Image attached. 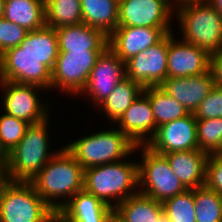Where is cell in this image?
I'll list each match as a JSON object with an SVG mask.
<instances>
[{"label":"cell","mask_w":222,"mask_h":222,"mask_svg":"<svg viewBox=\"0 0 222 222\" xmlns=\"http://www.w3.org/2000/svg\"><path fill=\"white\" fill-rule=\"evenodd\" d=\"M30 183L53 211H58L77 192L84 189V168L63 147ZM67 197L63 202L55 200Z\"/></svg>","instance_id":"obj_1"},{"label":"cell","mask_w":222,"mask_h":222,"mask_svg":"<svg viewBox=\"0 0 222 222\" xmlns=\"http://www.w3.org/2000/svg\"><path fill=\"white\" fill-rule=\"evenodd\" d=\"M174 7L184 42L209 54L222 50V16L207 0H181Z\"/></svg>","instance_id":"obj_2"},{"label":"cell","mask_w":222,"mask_h":222,"mask_svg":"<svg viewBox=\"0 0 222 222\" xmlns=\"http://www.w3.org/2000/svg\"><path fill=\"white\" fill-rule=\"evenodd\" d=\"M138 187L137 162L122 160L84 170V190L112 208L138 193Z\"/></svg>","instance_id":"obj_3"},{"label":"cell","mask_w":222,"mask_h":222,"mask_svg":"<svg viewBox=\"0 0 222 222\" xmlns=\"http://www.w3.org/2000/svg\"><path fill=\"white\" fill-rule=\"evenodd\" d=\"M48 118L30 124L20 142L8 153L7 169L10 181L31 182L58 152L49 153Z\"/></svg>","instance_id":"obj_4"},{"label":"cell","mask_w":222,"mask_h":222,"mask_svg":"<svg viewBox=\"0 0 222 222\" xmlns=\"http://www.w3.org/2000/svg\"><path fill=\"white\" fill-rule=\"evenodd\" d=\"M65 149L85 169L103 164L115 163L129 157L130 153L139 149L120 129L99 131L82 137L68 145Z\"/></svg>","instance_id":"obj_5"},{"label":"cell","mask_w":222,"mask_h":222,"mask_svg":"<svg viewBox=\"0 0 222 222\" xmlns=\"http://www.w3.org/2000/svg\"><path fill=\"white\" fill-rule=\"evenodd\" d=\"M53 212L30 182L9 181L0 190V222H47Z\"/></svg>","instance_id":"obj_6"},{"label":"cell","mask_w":222,"mask_h":222,"mask_svg":"<svg viewBox=\"0 0 222 222\" xmlns=\"http://www.w3.org/2000/svg\"><path fill=\"white\" fill-rule=\"evenodd\" d=\"M142 147V162L138 164L139 192L160 203L183 193L186 188L171 170L166 157L146 145H139Z\"/></svg>","instance_id":"obj_7"},{"label":"cell","mask_w":222,"mask_h":222,"mask_svg":"<svg viewBox=\"0 0 222 222\" xmlns=\"http://www.w3.org/2000/svg\"><path fill=\"white\" fill-rule=\"evenodd\" d=\"M102 51L59 52L51 72V88L80 94Z\"/></svg>","instance_id":"obj_8"},{"label":"cell","mask_w":222,"mask_h":222,"mask_svg":"<svg viewBox=\"0 0 222 222\" xmlns=\"http://www.w3.org/2000/svg\"><path fill=\"white\" fill-rule=\"evenodd\" d=\"M0 80L51 89V71L19 46L0 56Z\"/></svg>","instance_id":"obj_9"},{"label":"cell","mask_w":222,"mask_h":222,"mask_svg":"<svg viewBox=\"0 0 222 222\" xmlns=\"http://www.w3.org/2000/svg\"><path fill=\"white\" fill-rule=\"evenodd\" d=\"M172 0H119L118 27L171 28Z\"/></svg>","instance_id":"obj_10"},{"label":"cell","mask_w":222,"mask_h":222,"mask_svg":"<svg viewBox=\"0 0 222 222\" xmlns=\"http://www.w3.org/2000/svg\"><path fill=\"white\" fill-rule=\"evenodd\" d=\"M168 46L169 33L155 45L128 59L126 77L143 88L160 86L167 78Z\"/></svg>","instance_id":"obj_11"},{"label":"cell","mask_w":222,"mask_h":222,"mask_svg":"<svg viewBox=\"0 0 222 222\" xmlns=\"http://www.w3.org/2000/svg\"><path fill=\"white\" fill-rule=\"evenodd\" d=\"M126 78V62L122 61L109 47L98 56L85 88L81 94L89 95L99 105L106 100L115 86Z\"/></svg>","instance_id":"obj_12"},{"label":"cell","mask_w":222,"mask_h":222,"mask_svg":"<svg viewBox=\"0 0 222 222\" xmlns=\"http://www.w3.org/2000/svg\"><path fill=\"white\" fill-rule=\"evenodd\" d=\"M1 85L2 90L4 89L2 105H4L7 114L29 124H37L49 118L46 107L48 104H41L37 92H35L36 90H43V88L0 80V87Z\"/></svg>","instance_id":"obj_13"},{"label":"cell","mask_w":222,"mask_h":222,"mask_svg":"<svg viewBox=\"0 0 222 222\" xmlns=\"http://www.w3.org/2000/svg\"><path fill=\"white\" fill-rule=\"evenodd\" d=\"M145 145L162 155L198 149L197 120L194 114L189 113L183 118L157 127L154 136Z\"/></svg>","instance_id":"obj_14"},{"label":"cell","mask_w":222,"mask_h":222,"mask_svg":"<svg viewBox=\"0 0 222 222\" xmlns=\"http://www.w3.org/2000/svg\"><path fill=\"white\" fill-rule=\"evenodd\" d=\"M210 54L188 42L176 41L169 33L167 53V78L196 76L209 71Z\"/></svg>","instance_id":"obj_15"},{"label":"cell","mask_w":222,"mask_h":222,"mask_svg":"<svg viewBox=\"0 0 222 222\" xmlns=\"http://www.w3.org/2000/svg\"><path fill=\"white\" fill-rule=\"evenodd\" d=\"M172 28L117 27L108 36V47L124 62L158 43Z\"/></svg>","instance_id":"obj_16"},{"label":"cell","mask_w":222,"mask_h":222,"mask_svg":"<svg viewBox=\"0 0 222 222\" xmlns=\"http://www.w3.org/2000/svg\"><path fill=\"white\" fill-rule=\"evenodd\" d=\"M116 123L120 125L119 129L136 145H145L154 136L157 125L153 117L148 95L144 90Z\"/></svg>","instance_id":"obj_17"},{"label":"cell","mask_w":222,"mask_h":222,"mask_svg":"<svg viewBox=\"0 0 222 222\" xmlns=\"http://www.w3.org/2000/svg\"><path fill=\"white\" fill-rule=\"evenodd\" d=\"M211 72L184 78H166L160 87L176 99L188 113H194L214 87Z\"/></svg>","instance_id":"obj_18"},{"label":"cell","mask_w":222,"mask_h":222,"mask_svg":"<svg viewBox=\"0 0 222 222\" xmlns=\"http://www.w3.org/2000/svg\"><path fill=\"white\" fill-rule=\"evenodd\" d=\"M163 155L169 162L171 170L186 189L204 186L208 153L193 149Z\"/></svg>","instance_id":"obj_19"},{"label":"cell","mask_w":222,"mask_h":222,"mask_svg":"<svg viewBox=\"0 0 222 222\" xmlns=\"http://www.w3.org/2000/svg\"><path fill=\"white\" fill-rule=\"evenodd\" d=\"M58 212L70 222H110L114 208L83 189L67 201Z\"/></svg>","instance_id":"obj_20"},{"label":"cell","mask_w":222,"mask_h":222,"mask_svg":"<svg viewBox=\"0 0 222 222\" xmlns=\"http://www.w3.org/2000/svg\"><path fill=\"white\" fill-rule=\"evenodd\" d=\"M59 52L103 51L108 47V36L84 23L56 29Z\"/></svg>","instance_id":"obj_21"},{"label":"cell","mask_w":222,"mask_h":222,"mask_svg":"<svg viewBox=\"0 0 222 222\" xmlns=\"http://www.w3.org/2000/svg\"><path fill=\"white\" fill-rule=\"evenodd\" d=\"M19 47L41 60L52 72L59 53L56 29L45 25L40 29L28 31Z\"/></svg>","instance_id":"obj_22"},{"label":"cell","mask_w":222,"mask_h":222,"mask_svg":"<svg viewBox=\"0 0 222 222\" xmlns=\"http://www.w3.org/2000/svg\"><path fill=\"white\" fill-rule=\"evenodd\" d=\"M163 211L162 203L138 192L118 204L114 215L121 222H158Z\"/></svg>","instance_id":"obj_23"},{"label":"cell","mask_w":222,"mask_h":222,"mask_svg":"<svg viewBox=\"0 0 222 222\" xmlns=\"http://www.w3.org/2000/svg\"><path fill=\"white\" fill-rule=\"evenodd\" d=\"M3 18L27 31L46 25L45 0H5Z\"/></svg>","instance_id":"obj_24"},{"label":"cell","mask_w":222,"mask_h":222,"mask_svg":"<svg viewBox=\"0 0 222 222\" xmlns=\"http://www.w3.org/2000/svg\"><path fill=\"white\" fill-rule=\"evenodd\" d=\"M84 24L109 36L118 27L119 0H80Z\"/></svg>","instance_id":"obj_25"},{"label":"cell","mask_w":222,"mask_h":222,"mask_svg":"<svg viewBox=\"0 0 222 222\" xmlns=\"http://www.w3.org/2000/svg\"><path fill=\"white\" fill-rule=\"evenodd\" d=\"M143 89L139 83L126 77L115 86L114 90L99 106L102 107L107 118L115 123L138 95L143 92Z\"/></svg>","instance_id":"obj_26"},{"label":"cell","mask_w":222,"mask_h":222,"mask_svg":"<svg viewBox=\"0 0 222 222\" xmlns=\"http://www.w3.org/2000/svg\"><path fill=\"white\" fill-rule=\"evenodd\" d=\"M143 90L148 95L157 127L189 114L181 103L167 94L160 86L144 87Z\"/></svg>","instance_id":"obj_27"},{"label":"cell","mask_w":222,"mask_h":222,"mask_svg":"<svg viewBox=\"0 0 222 222\" xmlns=\"http://www.w3.org/2000/svg\"><path fill=\"white\" fill-rule=\"evenodd\" d=\"M46 25L60 27L83 23L80 0H45Z\"/></svg>","instance_id":"obj_28"},{"label":"cell","mask_w":222,"mask_h":222,"mask_svg":"<svg viewBox=\"0 0 222 222\" xmlns=\"http://www.w3.org/2000/svg\"><path fill=\"white\" fill-rule=\"evenodd\" d=\"M196 222H222L221 196L207 187L194 189Z\"/></svg>","instance_id":"obj_29"},{"label":"cell","mask_w":222,"mask_h":222,"mask_svg":"<svg viewBox=\"0 0 222 222\" xmlns=\"http://www.w3.org/2000/svg\"><path fill=\"white\" fill-rule=\"evenodd\" d=\"M162 205L171 222H196L194 189H186L183 193L165 200Z\"/></svg>","instance_id":"obj_30"},{"label":"cell","mask_w":222,"mask_h":222,"mask_svg":"<svg viewBox=\"0 0 222 222\" xmlns=\"http://www.w3.org/2000/svg\"><path fill=\"white\" fill-rule=\"evenodd\" d=\"M198 149L217 154L222 149V118L197 120Z\"/></svg>","instance_id":"obj_31"},{"label":"cell","mask_w":222,"mask_h":222,"mask_svg":"<svg viewBox=\"0 0 222 222\" xmlns=\"http://www.w3.org/2000/svg\"><path fill=\"white\" fill-rule=\"evenodd\" d=\"M29 125L26 121L7 113L0 116V142L8 153L24 137Z\"/></svg>","instance_id":"obj_32"},{"label":"cell","mask_w":222,"mask_h":222,"mask_svg":"<svg viewBox=\"0 0 222 222\" xmlns=\"http://www.w3.org/2000/svg\"><path fill=\"white\" fill-rule=\"evenodd\" d=\"M193 114L196 120L222 118V87L214 86Z\"/></svg>","instance_id":"obj_33"},{"label":"cell","mask_w":222,"mask_h":222,"mask_svg":"<svg viewBox=\"0 0 222 222\" xmlns=\"http://www.w3.org/2000/svg\"><path fill=\"white\" fill-rule=\"evenodd\" d=\"M28 31L5 18L0 19V56L7 50L19 46Z\"/></svg>","instance_id":"obj_34"},{"label":"cell","mask_w":222,"mask_h":222,"mask_svg":"<svg viewBox=\"0 0 222 222\" xmlns=\"http://www.w3.org/2000/svg\"><path fill=\"white\" fill-rule=\"evenodd\" d=\"M204 186L222 195V157L218 154L208 156Z\"/></svg>","instance_id":"obj_35"},{"label":"cell","mask_w":222,"mask_h":222,"mask_svg":"<svg viewBox=\"0 0 222 222\" xmlns=\"http://www.w3.org/2000/svg\"><path fill=\"white\" fill-rule=\"evenodd\" d=\"M209 71L214 85L222 87V50L210 54Z\"/></svg>","instance_id":"obj_36"},{"label":"cell","mask_w":222,"mask_h":222,"mask_svg":"<svg viewBox=\"0 0 222 222\" xmlns=\"http://www.w3.org/2000/svg\"><path fill=\"white\" fill-rule=\"evenodd\" d=\"M8 160H0V190L10 181L7 169Z\"/></svg>","instance_id":"obj_37"},{"label":"cell","mask_w":222,"mask_h":222,"mask_svg":"<svg viewBox=\"0 0 222 222\" xmlns=\"http://www.w3.org/2000/svg\"><path fill=\"white\" fill-rule=\"evenodd\" d=\"M47 222H70L67 220L62 214L58 211H54L50 217L48 218Z\"/></svg>","instance_id":"obj_38"},{"label":"cell","mask_w":222,"mask_h":222,"mask_svg":"<svg viewBox=\"0 0 222 222\" xmlns=\"http://www.w3.org/2000/svg\"><path fill=\"white\" fill-rule=\"evenodd\" d=\"M207 1L222 16V0H207Z\"/></svg>","instance_id":"obj_39"},{"label":"cell","mask_w":222,"mask_h":222,"mask_svg":"<svg viewBox=\"0 0 222 222\" xmlns=\"http://www.w3.org/2000/svg\"><path fill=\"white\" fill-rule=\"evenodd\" d=\"M0 160H8V152L2 146L0 142Z\"/></svg>","instance_id":"obj_40"},{"label":"cell","mask_w":222,"mask_h":222,"mask_svg":"<svg viewBox=\"0 0 222 222\" xmlns=\"http://www.w3.org/2000/svg\"><path fill=\"white\" fill-rule=\"evenodd\" d=\"M158 222H171L164 211L160 215V219Z\"/></svg>","instance_id":"obj_41"},{"label":"cell","mask_w":222,"mask_h":222,"mask_svg":"<svg viewBox=\"0 0 222 222\" xmlns=\"http://www.w3.org/2000/svg\"><path fill=\"white\" fill-rule=\"evenodd\" d=\"M5 0H0V19L3 18Z\"/></svg>","instance_id":"obj_42"},{"label":"cell","mask_w":222,"mask_h":222,"mask_svg":"<svg viewBox=\"0 0 222 222\" xmlns=\"http://www.w3.org/2000/svg\"><path fill=\"white\" fill-rule=\"evenodd\" d=\"M110 222H121V221L115 215H113Z\"/></svg>","instance_id":"obj_43"},{"label":"cell","mask_w":222,"mask_h":222,"mask_svg":"<svg viewBox=\"0 0 222 222\" xmlns=\"http://www.w3.org/2000/svg\"><path fill=\"white\" fill-rule=\"evenodd\" d=\"M217 154L222 157V149Z\"/></svg>","instance_id":"obj_44"},{"label":"cell","mask_w":222,"mask_h":222,"mask_svg":"<svg viewBox=\"0 0 222 222\" xmlns=\"http://www.w3.org/2000/svg\"><path fill=\"white\" fill-rule=\"evenodd\" d=\"M221 211H222V195H221Z\"/></svg>","instance_id":"obj_45"}]
</instances>
